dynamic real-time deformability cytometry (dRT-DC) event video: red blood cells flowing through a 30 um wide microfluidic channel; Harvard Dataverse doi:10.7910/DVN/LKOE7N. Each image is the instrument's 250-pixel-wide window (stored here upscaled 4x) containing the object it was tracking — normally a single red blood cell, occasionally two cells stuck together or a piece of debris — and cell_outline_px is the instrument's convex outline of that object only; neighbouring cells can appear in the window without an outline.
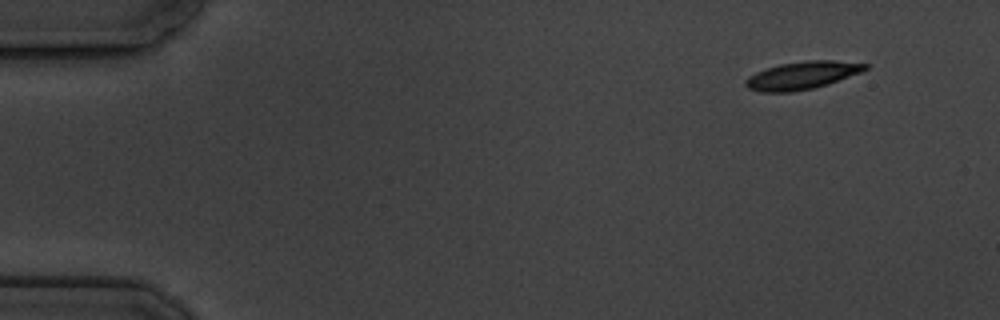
{"species": "common noctule bat (a hibernating species)", "species_latin": "Nyctalus noctula", "temperature_condition": "cold", "stored_images_in_passage": 5, "camera_frame_rate_fps": 3000, "um_per_image_px": 0.085, "animal": {"sex": "male", "body_mass_g": 19.5, "forearm_length_mm": 54.6}, "frame": {"image": 1, "passage_image": 1, "time_ms": 0.0, "image_size_px": [1000, 320], "cell_outline_px": [[868, 68], [860, 72], [828, 84], [812, 88], [792, 92], [760, 92], [748, 88], [744, 84], [744, 80], [748, 76], [756, 72], [780, 64], [808, 60], [832, 60], [868, 64]], "centroid_in_image_um": [68.14, 6.41], "position_along_channel_um": 16.9, "area_um2": 19.19}}
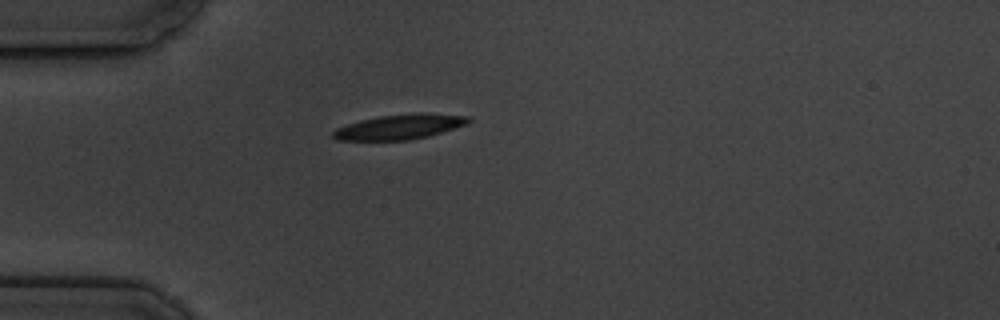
{"frame": {"image": 2, "passage_image": 4, "time_ms": 3.667, "image_size_px": [1000, 320], "cell_outline_px": [[472, 120], [468, 124], [428, 136], [408, 140], [336, 140], [332, 136], [332, 132], [336, 128], [360, 120], [380, 116], [420, 112], [428, 112], [472, 116]], "centroid_in_image_um": [34.03, 10.76], "position_along_channel_um": 51.0, "area_um2": 19.88}}